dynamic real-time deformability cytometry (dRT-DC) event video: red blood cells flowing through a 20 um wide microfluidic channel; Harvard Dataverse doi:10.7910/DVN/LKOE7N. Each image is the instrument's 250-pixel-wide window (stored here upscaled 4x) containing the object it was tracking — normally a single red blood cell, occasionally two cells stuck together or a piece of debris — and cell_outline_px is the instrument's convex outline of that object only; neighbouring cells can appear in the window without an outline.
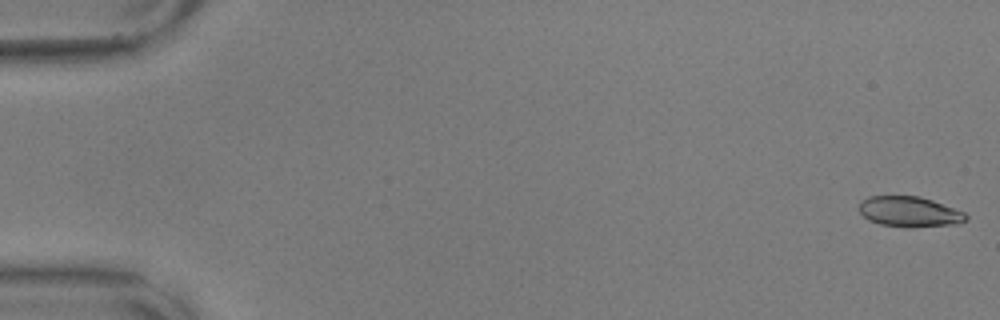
{"species": "common noctule bat (a hibernating species)", "species_latin": "Nyctalus noctula", "temperature_condition": "warm", "stored_images_in_passage": 57, "camera_frame_rate_fps": 3000, "um_per_image_px": 0.085, "animal": {"sex": "male", "body_mass_g": 17.9, "forearm_length_mm": 54.2}, "frame": {"image": 1, "passage_image": 1, "time_ms": 0.0, "image_size_px": [1000, 320], "cell_outline_px": [[968, 220], [956, 224], [912, 228], [904, 228], [880, 224], [868, 220], [860, 212], [860, 200], [868, 196], [920, 196], [932, 200], [964, 212], [968, 216]], "centroid_in_image_um": [77.3, 18.01], "position_along_channel_um": 7.7, "area_um2": 19.13}}
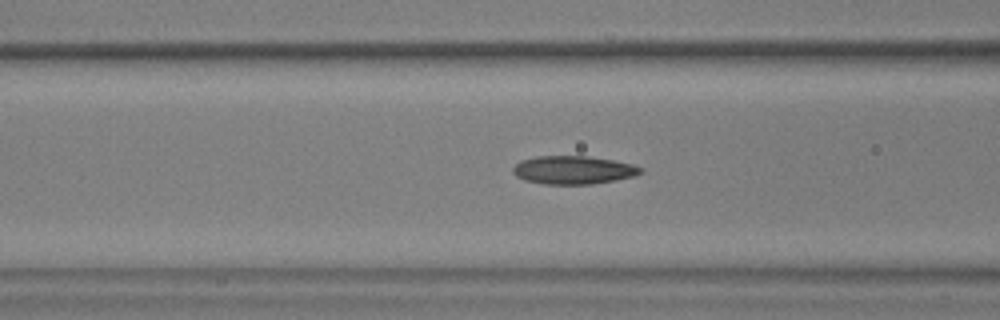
{"frame": {"image": 2, "passage_image": 23, "time_ms": 7.333, "image_size_px": [1000, 320], "cell_outline_px": [[644, 172], [636, 176], [616, 180], [592, 184], [544, 184], [524, 180], [516, 176], [512, 172], [512, 168], [520, 160], [536, 156], [584, 156], [612, 160], [632, 164], [644, 168]], "centroid_in_image_um": [48.74, 14.45], "position_along_channel_um": 117.9, "area_um2": 21.15}}
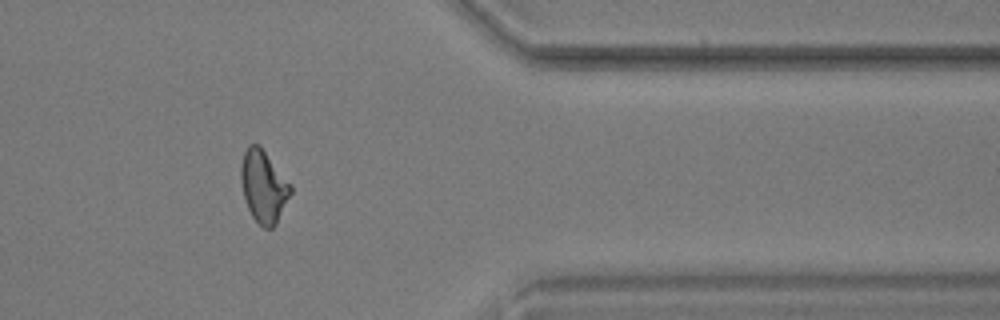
{"frame": {"image": 3, "passage_image": 47, "time_ms": 15.333, "image_size_px": [1000, 320], "cell_outline_px": [[292, 192], [276, 224], [272, 228], [264, 228], [252, 216], [248, 208], [244, 196], [240, 180], [240, 168], [244, 152], [248, 144], [260, 144], [292, 184]], "centroid_in_image_um": [22.41, 15.81], "position_along_channel_um": 389.0, "area_um2": 21.1}, "authors_computed_cell_mechanics": {"area_um2": 20.4034, "velocity_mm_per_s": 3.5782, "shape_relaxation_time_tau1_ms": null, "shape_relaxation_time_tau2_ms": 2.1701, "deformation_change_tau1": null, "deformation_change_tau2": 0.0942}}